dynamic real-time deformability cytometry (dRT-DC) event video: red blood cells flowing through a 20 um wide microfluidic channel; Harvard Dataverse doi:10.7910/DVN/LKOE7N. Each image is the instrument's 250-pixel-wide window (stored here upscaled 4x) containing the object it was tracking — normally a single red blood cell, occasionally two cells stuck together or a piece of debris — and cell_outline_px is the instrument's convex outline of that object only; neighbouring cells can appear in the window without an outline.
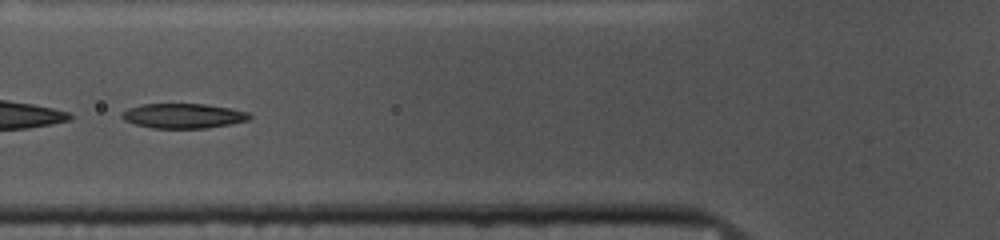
{"species": "common noctule bat (a hibernating species)", "species_latin": "Nyctalus noctula", "temperature_condition": "cold", "stored_images_in_passage": 51, "camera_frame_rate_fps": 3000, "um_per_image_px": 0.085, "animal": {"sex": "female", "body_mass_g": 10.0, "forearm_length_mm": 53.1}, "frame": {"image": 1, "passage_image": 18, "time_ms": 5.667, "image_size_px": [1000, 240], "cell_outline_px": [[252, 116], [248, 120], [232, 124], [208, 128], [152, 128], [136, 124], [124, 120], [120, 116], [128, 108], [144, 104], [204, 104], [232, 108], [248, 112]], "centroid_in_image_um": [15.62, 9.85], "position_along_channel_um": 110.2, "area_um2": 18.44}}
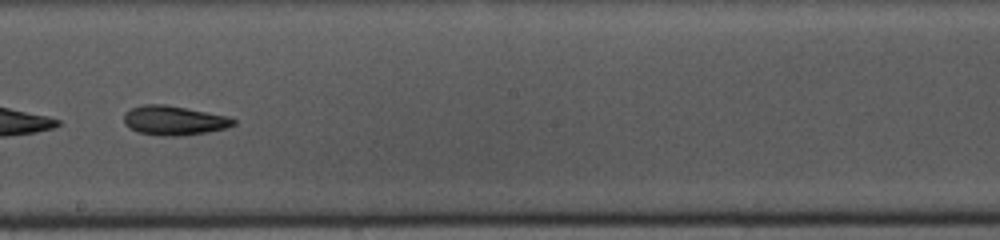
{"frame": {"image": 2, "passage_image": 28, "time_ms": 9.0, "image_size_px": [1000, 240], "cell_outline_px": [[236, 124], [228, 128], [208, 132], [180, 136], [160, 136], [136, 132], [128, 128], [124, 124], [124, 112], [132, 108], [144, 104], [164, 104], [228, 116], [236, 120]], "centroid_in_image_um": [14.77, 10.25], "position_along_channel_um": 233.4, "area_um2": 18.96}}
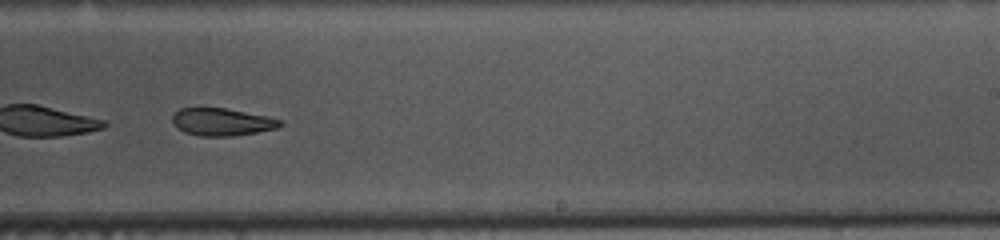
{"frame": {"image": 3, "passage_image": 31, "time_ms": 10.0, "image_size_px": [1000, 240], "cell_outline_px": [[284, 124], [276, 128], [256, 132], [232, 136], [200, 136], [184, 132], [172, 124], [172, 116], [180, 108], [224, 108], [268, 116], [284, 120]], "centroid_in_image_um": [18.87, 10.36], "position_along_channel_um": 270.1, "area_um2": 17.28}, "authors_computed_cell_mechanics": {"area_um2": 21.2126, "velocity_mm_per_s": 3.6933, "shape_relaxation_time_tau1_ms": 6.7442, "shape_relaxation_time_tau2_ms": 6.6562, "deformation_change_tau1": 0.158, "deformation_change_tau2": 0.1522}}